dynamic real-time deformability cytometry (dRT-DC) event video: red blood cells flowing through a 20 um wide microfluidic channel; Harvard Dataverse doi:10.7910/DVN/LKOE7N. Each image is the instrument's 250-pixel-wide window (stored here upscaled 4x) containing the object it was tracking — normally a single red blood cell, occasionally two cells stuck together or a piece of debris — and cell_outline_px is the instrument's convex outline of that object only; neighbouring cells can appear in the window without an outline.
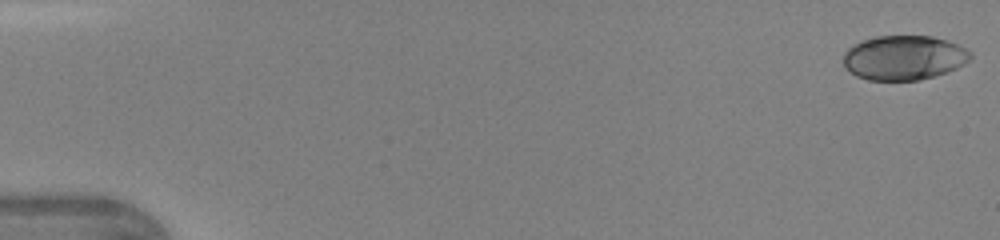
{"species": "human", "species_latin": "Homo sapiens", "temperature_condition": "warm", "stored_images_in_passage": 14, "camera_frame_rate_fps": 3000, "um_per_image_px": 0.085, "donor": {"sex": "female"}, "frame": {"image": 1, "passage_image": 1, "time_ms": 0.0, "image_size_px": [1000, 240], "cell_outline_px": [[972, 56], [964, 64], [956, 68], [920, 80], [868, 80], [856, 76], [844, 68], [844, 52], [848, 48], [864, 40], [876, 36], [932, 36], [956, 44], [972, 52]], "centroid_in_image_um": [76.81, 4.91], "position_along_channel_um": 8.2, "area_um2": 32.71}}
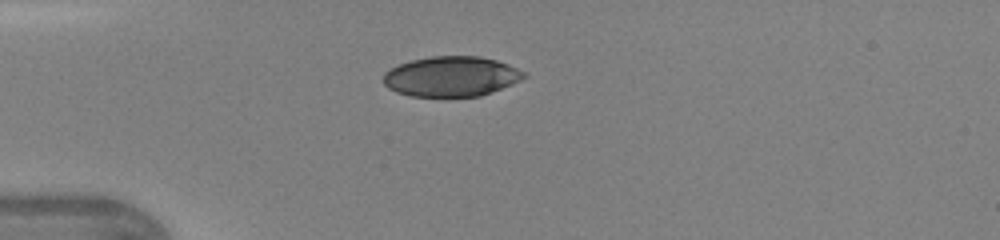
{"frame": {"image": 2, "passage_image": 7, "time_ms": 2.0, "image_size_px": [1000, 240], "cell_outline_px": [[528, 76], [512, 84], [480, 96], [412, 96], [396, 92], [388, 88], [384, 84], [384, 72], [400, 64], [412, 60], [432, 56], [480, 56], [496, 60], [508, 64], [528, 72]], "centroid_in_image_um": [38.39, 6.49], "position_along_channel_um": 46.6, "area_um2": 32.83}}